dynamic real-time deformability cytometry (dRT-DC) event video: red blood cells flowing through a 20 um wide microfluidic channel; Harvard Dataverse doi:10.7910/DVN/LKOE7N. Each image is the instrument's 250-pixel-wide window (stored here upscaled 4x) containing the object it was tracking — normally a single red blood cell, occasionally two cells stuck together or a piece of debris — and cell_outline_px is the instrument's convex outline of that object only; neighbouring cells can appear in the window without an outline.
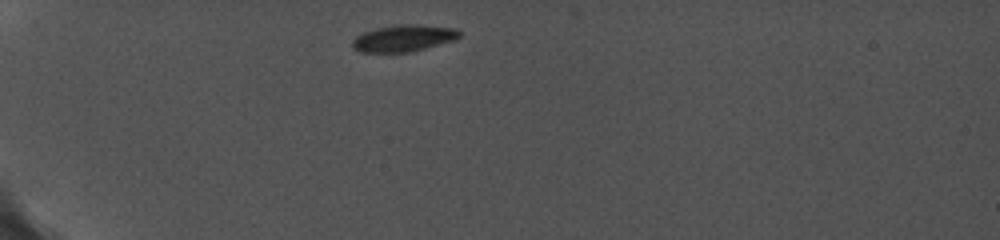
{"species": "common noctule bat (a hibernating species)", "species_latin": "Nyctalus noctula", "temperature_condition": "cold", "stored_images_in_passage": 22, "camera_frame_rate_fps": 5000, "um_per_image_px": 0.085, "animal": {"sex": "female", "body_mass_g": 19.0, "forearm_length_mm": 56.7}, "frame": {"image": 1, "passage_image": 1, "time_ms": 0.0, "image_size_px": [1000, 240], "cell_outline_px": [[460, 36], [456, 40], [412, 52], [360, 52], [352, 48], [352, 40], [356, 36], [364, 32], [376, 28], [396, 24], [416, 24], [456, 28], [460, 32]], "centroid_in_image_um": [34.31, 3.25], "position_along_channel_um": 50.7, "area_um2": 16.88}}
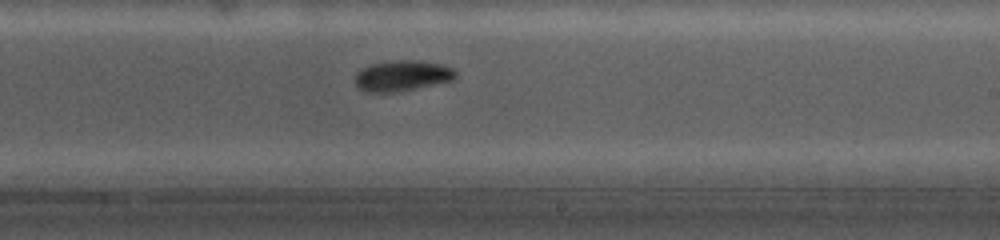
{"frame": {"image": 2, "passage_image": 11, "time_ms": 6.4, "image_size_px": [1000, 240], "cell_outline_px": [[456, 76], [452, 80], [400, 92], [368, 92], [360, 88], [356, 84], [356, 72], [360, 68], [372, 64], [396, 60], [416, 60], [444, 64], [452, 68], [456, 72]], "centroid_in_image_um": [34.19, 6.43], "position_along_channel_um": 254.8, "area_um2": 17.98}}
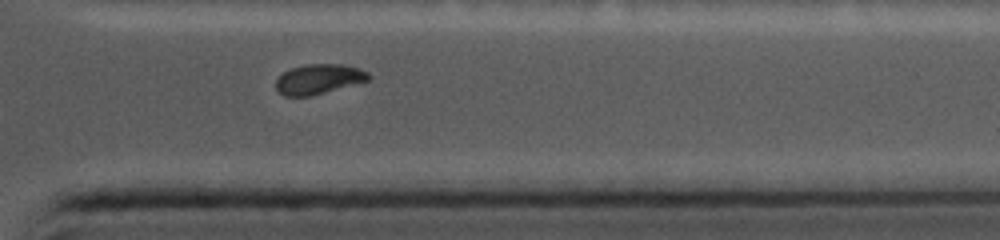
{"frame": {"image": 3, "passage_image": 19, "time_ms": 9.8, "image_size_px": [1000, 240], "cell_outline_px": [[372, 76], [368, 80], [324, 92], [308, 96], [284, 96], [276, 88], [276, 80], [284, 72], [292, 68], [308, 64], [344, 64], [360, 68], [368, 72]], "centroid_in_image_um": [27.11, 6.71], "position_along_channel_um": 384.3, "area_um2": 15.9}}